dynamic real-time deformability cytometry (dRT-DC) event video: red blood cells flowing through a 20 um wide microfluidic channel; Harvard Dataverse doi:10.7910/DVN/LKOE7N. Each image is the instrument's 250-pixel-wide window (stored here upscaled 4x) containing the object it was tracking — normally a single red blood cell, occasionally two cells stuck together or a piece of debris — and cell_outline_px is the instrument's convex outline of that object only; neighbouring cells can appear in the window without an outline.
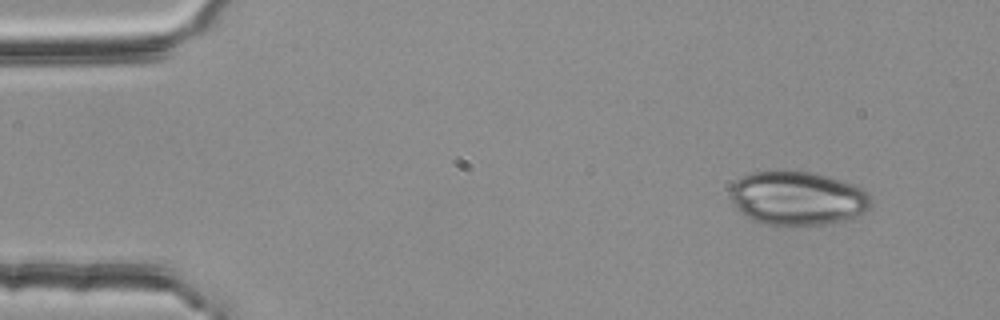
{"species": "common noctule bat (a hibernating species)", "species_latin": "Nyctalus noctula", "temperature_condition": "room temperature", "stored_images_in_passage": 3, "camera_frame_rate_fps": 3000, "um_per_image_px": 0.085, "animal": {"sex": "female", "body_mass_g": 25.1}, "frame": {"image": 1, "passage_image": 1, "time_ms": 0.0, "image_size_px": [1000, 320], "cell_outline_px": [[872, 204], [868, 212], [844, 220], [824, 224], [792, 228], [764, 224], [752, 220], [740, 212], [736, 208], [728, 196], [732, 184], [740, 176], [752, 172], [776, 168], [784, 168], [808, 172], [824, 176], [852, 184], [868, 192], [872, 200]], "centroid_in_image_um": [67.73, 16.86], "position_along_channel_um": 17.3, "area_um2": 45.66}}